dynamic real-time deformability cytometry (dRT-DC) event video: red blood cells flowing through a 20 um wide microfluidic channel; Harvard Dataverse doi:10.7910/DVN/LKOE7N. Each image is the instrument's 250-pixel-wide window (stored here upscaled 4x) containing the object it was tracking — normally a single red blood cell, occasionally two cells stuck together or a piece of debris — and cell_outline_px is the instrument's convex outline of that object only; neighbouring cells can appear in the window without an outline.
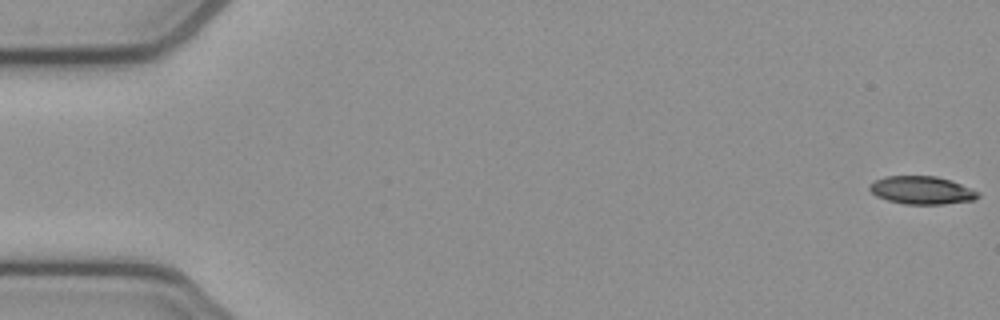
{"species": "common noctule bat (a hibernating species)", "species_latin": "Nyctalus noctula", "temperature_condition": "cold", "stored_images_in_passage": 53, "camera_frame_rate_fps": 3000, "um_per_image_px": 0.085, "animal": {"sex": "female", "body_mass_g": 21.9}, "frame": {"image": 1, "passage_image": 1, "time_ms": 0.0, "image_size_px": [1000, 320], "cell_outline_px": [[980, 196], [976, 200], [944, 204], [904, 204], [888, 200], [876, 196], [868, 188], [876, 180], [884, 176], [936, 176], [952, 180], [980, 192]], "centroid_in_image_um": [78.4, 16.17], "position_along_channel_um": 6.6, "area_um2": 17.74}}
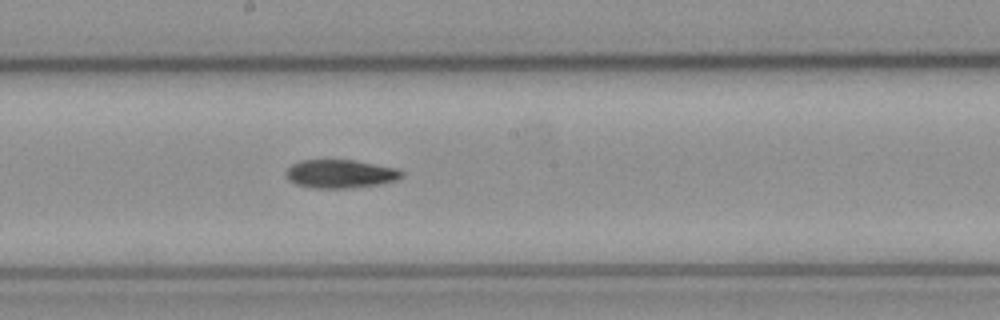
{"frame": {"image": 2, "passage_image": 29, "time_ms": 9.333, "image_size_px": [1000, 320], "cell_outline_px": [[404, 176], [396, 180], [380, 184], [352, 188], [312, 188], [296, 184], [288, 180], [288, 168], [292, 164], [300, 160], [352, 160], [396, 168], [404, 172]], "centroid_in_image_um": [28.95, 14.78], "position_along_channel_um": 219.2, "area_um2": 19.07}}
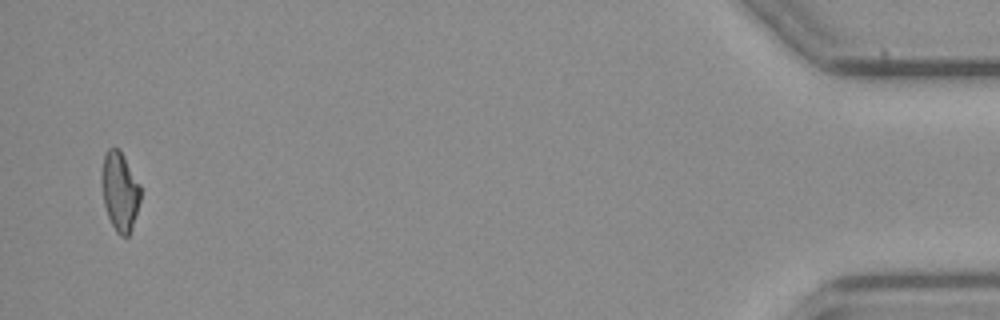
{"frame": {"image": 3, "passage_image": 52, "time_ms": 17.0, "image_size_px": [1000, 320], "cell_outline_px": [[140, 200], [132, 228], [128, 236], [120, 236], [116, 232], [108, 216], [104, 204], [100, 184], [100, 172], [104, 156], [108, 148], [120, 148], [140, 184]], "centroid_in_image_um": [10.16, 16.23], "position_along_channel_um": 425.0, "area_um2": 18.15}, "authors_computed_cell_mechanics": {"area_um2": 18.8428, "velocity_mm_per_s": 3.8759, "shape_relaxation_time_tau1_ms": 5.1845, "shape_relaxation_time_tau2_ms": 6.4367, "deformation_change_tau1": 0.1561, "deformation_change_tau2": 0.1452}}